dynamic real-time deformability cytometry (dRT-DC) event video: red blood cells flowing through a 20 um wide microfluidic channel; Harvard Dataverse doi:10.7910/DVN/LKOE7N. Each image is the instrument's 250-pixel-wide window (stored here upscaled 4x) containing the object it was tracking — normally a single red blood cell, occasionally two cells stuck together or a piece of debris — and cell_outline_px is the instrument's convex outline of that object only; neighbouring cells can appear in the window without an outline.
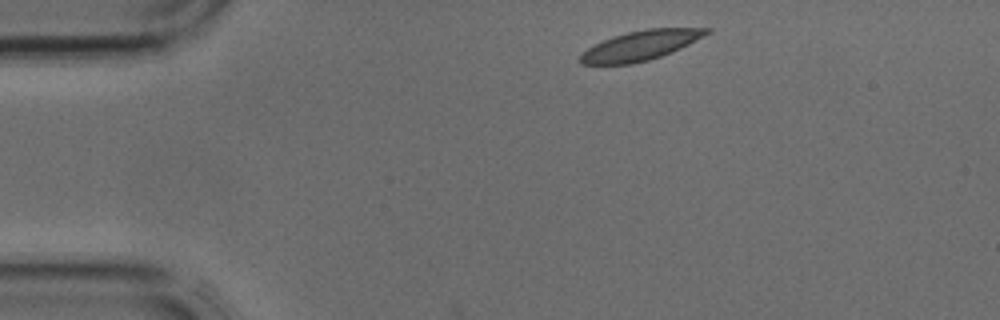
{"species": "common noctule bat (a hibernating species)", "species_latin": "Nyctalus noctula", "temperature_condition": "cold", "stored_images_in_passage": 2, "camera_frame_rate_fps": 3000, "um_per_image_px": 0.085, "animal": {"sex": "male", "body_mass_g": 17.9, "forearm_length_mm": 54.2}, "frame": {"image": 1, "passage_image": 1, "time_ms": 0.0, "image_size_px": [1000, 320], "cell_outline_px": [[712, 32], [672, 52], [648, 60], [632, 64], [580, 64], [580, 56], [592, 44], [612, 36], [644, 28], [712, 28]], "centroid_in_image_um": [54.45, 3.85], "position_along_channel_um": 30.5, "area_um2": 21.79}}